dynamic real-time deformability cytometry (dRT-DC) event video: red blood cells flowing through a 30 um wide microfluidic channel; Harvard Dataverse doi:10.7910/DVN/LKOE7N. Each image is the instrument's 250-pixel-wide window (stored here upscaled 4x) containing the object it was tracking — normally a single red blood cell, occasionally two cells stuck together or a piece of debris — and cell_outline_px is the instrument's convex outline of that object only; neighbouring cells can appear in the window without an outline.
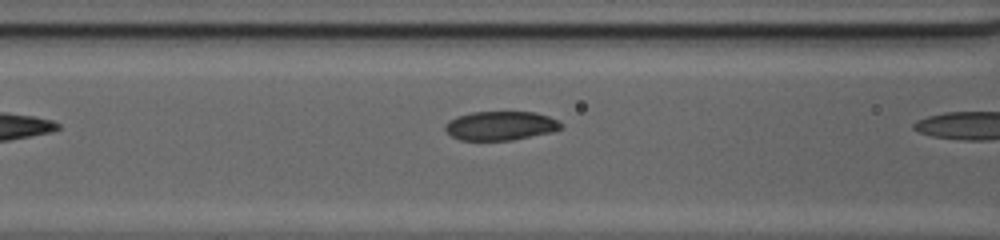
{"species": "common noctule bat (a hibernating species)", "species_latin": "Nyctalus noctula", "temperature_condition": "cold", "stored_images_in_passage": 6, "camera_frame_rate_fps": 3000, "um_per_image_px": 0.085, "animal": {"sex": "female", "body_mass_g": 20.0, "forearm_length_mm": 54.0}, "frame": {"image": 1, "passage_image": 5, "time_ms": 1.333, "image_size_px": [1000, 240], "cell_outline_px": [[564, 128], [552, 132], [512, 140], [460, 140], [452, 136], [444, 128], [444, 124], [448, 120], [456, 116], [472, 112], [536, 112], [548, 116], [564, 124]], "centroid_in_image_um": [42.55, 10.68], "position_along_channel_um": 124.0, "area_um2": 19.71}}